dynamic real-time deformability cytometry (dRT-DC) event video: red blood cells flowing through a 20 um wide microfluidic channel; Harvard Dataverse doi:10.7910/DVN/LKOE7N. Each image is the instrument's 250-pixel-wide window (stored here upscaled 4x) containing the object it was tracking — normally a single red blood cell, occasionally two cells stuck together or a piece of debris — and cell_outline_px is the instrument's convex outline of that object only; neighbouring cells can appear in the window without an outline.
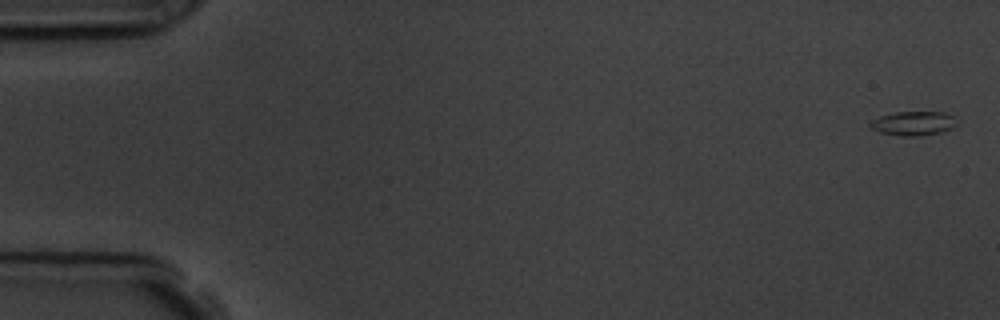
{"species": "common noctule bat (a hibernating species)", "species_latin": "Nyctalus noctula", "temperature_condition": "room temperature", "stored_images_in_passage": 5, "camera_frame_rate_fps": 3000, "um_per_image_px": 0.085, "animal": {"sex": "male", "body_mass_g": 19.5, "forearm_length_mm": 54.6}, "frame": {"image": 1, "passage_image": 1, "time_ms": 0.0, "image_size_px": [1000, 320], "cell_outline_px": [[960, 124], [952, 128], [940, 132], [920, 136], [900, 136], [880, 132], [872, 128], [868, 124], [872, 120], [880, 116], [896, 112], [944, 112], [960, 120]], "centroid_in_image_um": [77.7, 10.48], "position_along_channel_um": 7.3, "area_um2": 12.31}}
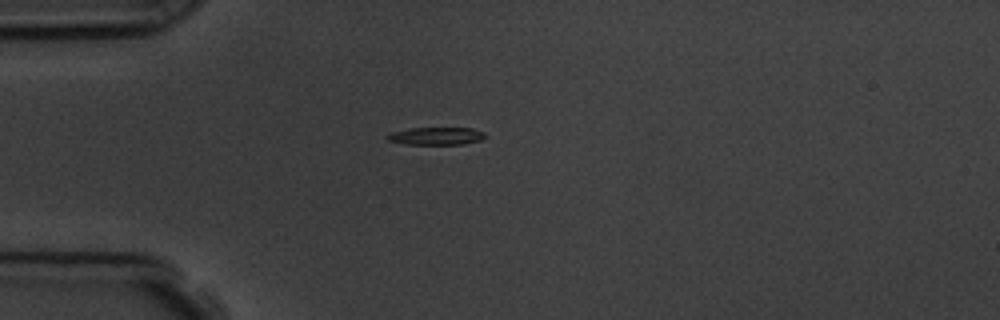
{"frame": {"image": 2, "passage_image": 5, "time_ms": 4.667, "image_size_px": [1000, 320], "cell_outline_px": [[488, 136], [480, 140], [464, 144], [408, 144], [388, 140], [384, 136], [392, 132], [408, 128], [472, 128], [484, 132]], "centroid_in_image_um": [37.1, 11.55], "position_along_channel_um": 47.9, "area_um2": 10.06}}